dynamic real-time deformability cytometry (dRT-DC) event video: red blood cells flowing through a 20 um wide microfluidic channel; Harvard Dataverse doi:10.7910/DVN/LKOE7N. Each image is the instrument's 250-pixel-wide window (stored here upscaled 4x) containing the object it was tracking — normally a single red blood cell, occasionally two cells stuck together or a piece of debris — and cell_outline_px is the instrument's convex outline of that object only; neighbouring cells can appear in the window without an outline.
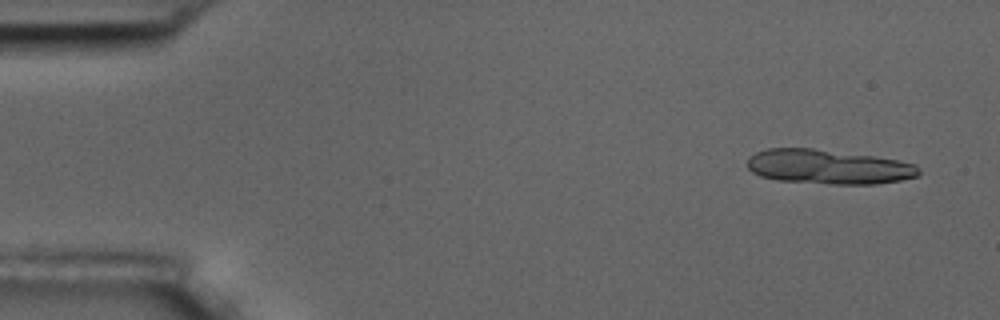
{"species": "common noctule bat (a hibernating species)", "species_latin": "Nyctalus noctula", "temperature_condition": "room temperature", "stored_images_in_passage": 4, "camera_frame_rate_fps": 3000, "um_per_image_px": 0.085, "animal": {"sex": "male", "body_mass_g": 17.5, "forearm_length_mm": 52.3}, "frame": {"image": 1, "passage_image": 1, "time_ms": 0.0, "image_size_px": [1000, 320], "cell_outline_px": [[920, 176], [900, 180], [876, 184], [828, 184], [776, 180], [760, 176], [752, 172], [748, 168], [748, 156], [756, 152], [768, 148], [812, 148], [872, 156], [896, 160], [916, 164], [920, 172]], "centroid_in_image_um": [70.39, 14.18], "position_along_channel_um": 14.6, "area_um2": 34.51}}